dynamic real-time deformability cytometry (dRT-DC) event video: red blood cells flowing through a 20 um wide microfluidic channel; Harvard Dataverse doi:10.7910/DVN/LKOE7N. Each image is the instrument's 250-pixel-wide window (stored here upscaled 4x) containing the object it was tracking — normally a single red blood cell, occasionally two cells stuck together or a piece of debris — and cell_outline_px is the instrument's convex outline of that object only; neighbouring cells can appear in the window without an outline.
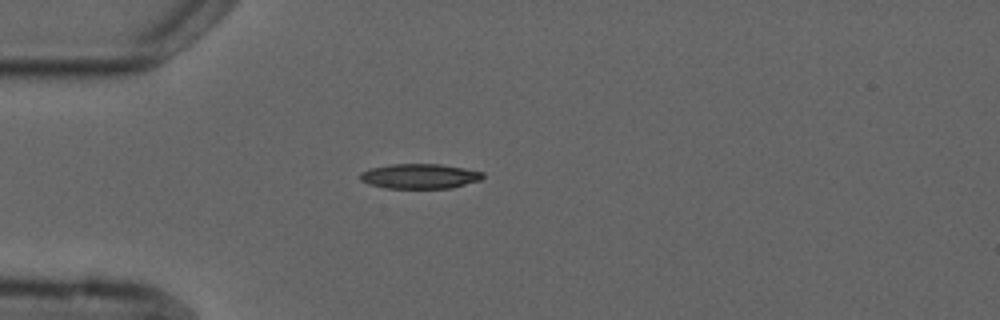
{"species": "common noctule bat (a hibernating species)", "species_latin": "Nyctalus noctula", "temperature_condition": "cold", "stored_images_in_passage": 2, "camera_frame_rate_fps": 3000, "um_per_image_px": 0.085, "animal": {"sex": "male", "forearm_length_mm": 52.5}, "frame": {"image": 1, "passage_image": 1, "time_ms": 0.0, "image_size_px": [1000, 320], "cell_outline_px": [[484, 176], [480, 180], [452, 188], [388, 188], [368, 184], [360, 180], [360, 172], [368, 168], [392, 164], [440, 164], [464, 168], [484, 172]], "centroid_in_image_um": [35.66, 14.97], "position_along_channel_um": 49.3, "area_um2": 17.86}}